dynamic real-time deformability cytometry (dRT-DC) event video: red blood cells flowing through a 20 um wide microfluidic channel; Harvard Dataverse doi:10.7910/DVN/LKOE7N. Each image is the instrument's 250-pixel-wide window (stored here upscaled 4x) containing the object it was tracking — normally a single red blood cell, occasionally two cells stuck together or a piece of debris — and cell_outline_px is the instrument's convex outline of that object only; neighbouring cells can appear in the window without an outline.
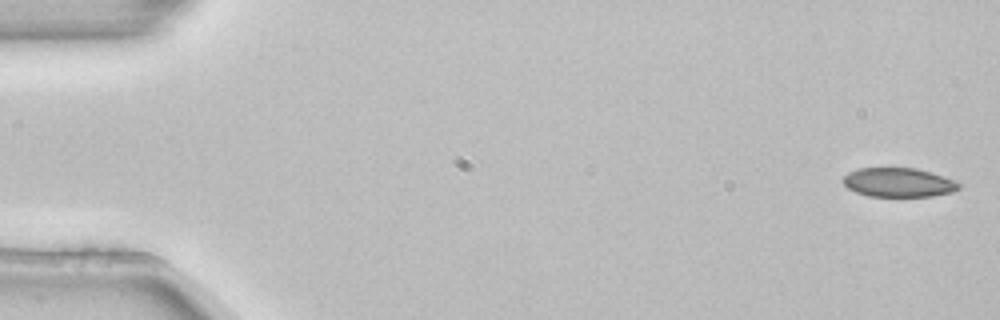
{"species": "common noctule bat (a hibernating species)", "species_latin": "Nyctalus noctula", "temperature_condition": "room temperature", "stored_images_in_passage": 5, "camera_frame_rate_fps": 3000, "um_per_image_px": 0.085, "animal": {"sex": "female", "body_mass_g": 22.7, "forearm_length_mm": 54.2}, "frame": {"image": 1, "passage_image": 1, "time_ms": 0.0, "image_size_px": [1000, 320], "cell_outline_px": [[960, 188], [952, 192], [932, 196], [868, 196], [856, 192], [848, 188], [840, 180], [848, 172], [856, 168], [916, 168], [932, 172], [944, 176], [960, 184]], "centroid_in_image_um": [76.34, 15.5], "position_along_channel_um": 8.7, "area_um2": 19.71}}
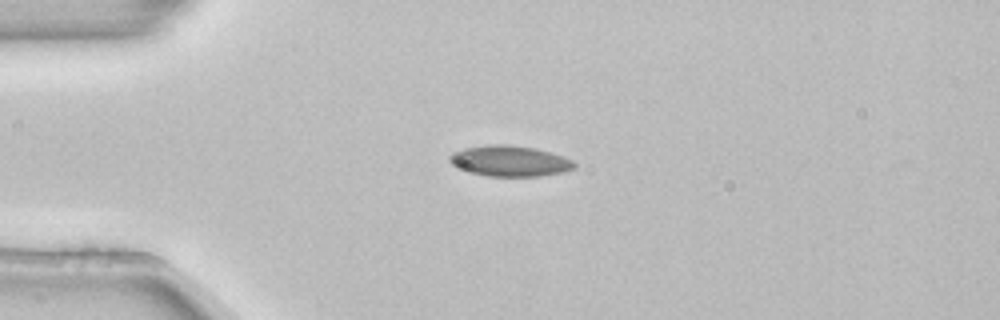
{"frame": {"image": 2, "passage_image": 3, "time_ms": 0.667, "image_size_px": [1000, 320], "cell_outline_px": [[576, 168], [564, 172], [540, 176], [488, 176], [456, 168], [448, 160], [448, 156], [452, 152], [464, 148], [488, 144], [504, 144], [536, 148], [572, 160], [576, 164]], "centroid_in_image_um": [43.3, 13.68], "position_along_channel_um": 41.7, "area_um2": 22.37}}